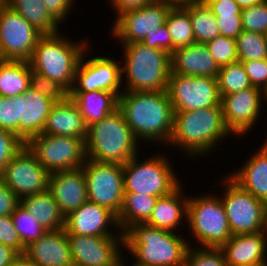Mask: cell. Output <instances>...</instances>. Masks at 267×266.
<instances>
[{
	"label": "cell",
	"mask_w": 267,
	"mask_h": 266,
	"mask_svg": "<svg viewBox=\"0 0 267 266\" xmlns=\"http://www.w3.org/2000/svg\"><path fill=\"white\" fill-rule=\"evenodd\" d=\"M118 109L140 146L143 142L158 147L163 144L164 148L168 145L173 132L174 110L167 90L123 91L118 96Z\"/></svg>",
	"instance_id": "cell-1"
},
{
	"label": "cell",
	"mask_w": 267,
	"mask_h": 266,
	"mask_svg": "<svg viewBox=\"0 0 267 266\" xmlns=\"http://www.w3.org/2000/svg\"><path fill=\"white\" fill-rule=\"evenodd\" d=\"M233 135L227 129L221 106L174 112L173 132L167 146L178 148L185 158L197 160L219 150V143ZM188 155V156H187ZM199 157V158H198Z\"/></svg>",
	"instance_id": "cell-2"
},
{
	"label": "cell",
	"mask_w": 267,
	"mask_h": 266,
	"mask_svg": "<svg viewBox=\"0 0 267 266\" xmlns=\"http://www.w3.org/2000/svg\"><path fill=\"white\" fill-rule=\"evenodd\" d=\"M181 233L133 224L124 232V249L132 266H184L189 239Z\"/></svg>",
	"instance_id": "cell-3"
},
{
	"label": "cell",
	"mask_w": 267,
	"mask_h": 266,
	"mask_svg": "<svg viewBox=\"0 0 267 266\" xmlns=\"http://www.w3.org/2000/svg\"><path fill=\"white\" fill-rule=\"evenodd\" d=\"M62 34L60 31L53 35H43L34 47L29 64L32 70L57 82L69 92L80 59L91 40L83 38L74 41Z\"/></svg>",
	"instance_id": "cell-4"
},
{
	"label": "cell",
	"mask_w": 267,
	"mask_h": 266,
	"mask_svg": "<svg viewBox=\"0 0 267 266\" xmlns=\"http://www.w3.org/2000/svg\"><path fill=\"white\" fill-rule=\"evenodd\" d=\"M140 142L126 123L123 113H113L88 126L85 142L86 158L99 163L126 164L140 155ZM139 153V154H138Z\"/></svg>",
	"instance_id": "cell-5"
},
{
	"label": "cell",
	"mask_w": 267,
	"mask_h": 266,
	"mask_svg": "<svg viewBox=\"0 0 267 266\" xmlns=\"http://www.w3.org/2000/svg\"><path fill=\"white\" fill-rule=\"evenodd\" d=\"M120 47L124 52L121 58L123 91L167 90L171 74L169 53L141 42L121 44Z\"/></svg>",
	"instance_id": "cell-6"
},
{
	"label": "cell",
	"mask_w": 267,
	"mask_h": 266,
	"mask_svg": "<svg viewBox=\"0 0 267 266\" xmlns=\"http://www.w3.org/2000/svg\"><path fill=\"white\" fill-rule=\"evenodd\" d=\"M167 152L134 156L123 165L124 192L163 197L176 190L183 182ZM139 156V157H138ZM149 157V158H148ZM141 158V160L139 159ZM171 160V162H170Z\"/></svg>",
	"instance_id": "cell-7"
},
{
	"label": "cell",
	"mask_w": 267,
	"mask_h": 266,
	"mask_svg": "<svg viewBox=\"0 0 267 266\" xmlns=\"http://www.w3.org/2000/svg\"><path fill=\"white\" fill-rule=\"evenodd\" d=\"M200 195L188 198L186 225L190 238L200 248H221L232 237L221 198L209 191Z\"/></svg>",
	"instance_id": "cell-8"
},
{
	"label": "cell",
	"mask_w": 267,
	"mask_h": 266,
	"mask_svg": "<svg viewBox=\"0 0 267 266\" xmlns=\"http://www.w3.org/2000/svg\"><path fill=\"white\" fill-rule=\"evenodd\" d=\"M218 182L223 188L220 198L232 235L254 234L267 229V204L264 201L243 190L228 175H222Z\"/></svg>",
	"instance_id": "cell-9"
},
{
	"label": "cell",
	"mask_w": 267,
	"mask_h": 266,
	"mask_svg": "<svg viewBox=\"0 0 267 266\" xmlns=\"http://www.w3.org/2000/svg\"><path fill=\"white\" fill-rule=\"evenodd\" d=\"M26 145L50 174L80 168L86 160L85 142L79 138L41 133Z\"/></svg>",
	"instance_id": "cell-10"
},
{
	"label": "cell",
	"mask_w": 267,
	"mask_h": 266,
	"mask_svg": "<svg viewBox=\"0 0 267 266\" xmlns=\"http://www.w3.org/2000/svg\"><path fill=\"white\" fill-rule=\"evenodd\" d=\"M82 169L88 200L111 210L118 216L123 206L125 193L123 165L99 163L86 158Z\"/></svg>",
	"instance_id": "cell-11"
},
{
	"label": "cell",
	"mask_w": 267,
	"mask_h": 266,
	"mask_svg": "<svg viewBox=\"0 0 267 266\" xmlns=\"http://www.w3.org/2000/svg\"><path fill=\"white\" fill-rule=\"evenodd\" d=\"M90 48L91 45L80 59L69 92L107 91L118 97L123 92L121 61L107 55L93 57L88 54Z\"/></svg>",
	"instance_id": "cell-12"
},
{
	"label": "cell",
	"mask_w": 267,
	"mask_h": 266,
	"mask_svg": "<svg viewBox=\"0 0 267 266\" xmlns=\"http://www.w3.org/2000/svg\"><path fill=\"white\" fill-rule=\"evenodd\" d=\"M167 93L174 112L221 106L217 78L170 74Z\"/></svg>",
	"instance_id": "cell-13"
},
{
	"label": "cell",
	"mask_w": 267,
	"mask_h": 266,
	"mask_svg": "<svg viewBox=\"0 0 267 266\" xmlns=\"http://www.w3.org/2000/svg\"><path fill=\"white\" fill-rule=\"evenodd\" d=\"M42 36L7 4L0 9V59L29 61Z\"/></svg>",
	"instance_id": "cell-14"
},
{
	"label": "cell",
	"mask_w": 267,
	"mask_h": 266,
	"mask_svg": "<svg viewBox=\"0 0 267 266\" xmlns=\"http://www.w3.org/2000/svg\"><path fill=\"white\" fill-rule=\"evenodd\" d=\"M49 176L50 173L25 145L4 168L0 180L22 199L47 191Z\"/></svg>",
	"instance_id": "cell-15"
},
{
	"label": "cell",
	"mask_w": 267,
	"mask_h": 266,
	"mask_svg": "<svg viewBox=\"0 0 267 266\" xmlns=\"http://www.w3.org/2000/svg\"><path fill=\"white\" fill-rule=\"evenodd\" d=\"M173 6L154 0L139 9L126 11L113 19L110 33L121 44L142 42L152 30L166 23Z\"/></svg>",
	"instance_id": "cell-16"
},
{
	"label": "cell",
	"mask_w": 267,
	"mask_h": 266,
	"mask_svg": "<svg viewBox=\"0 0 267 266\" xmlns=\"http://www.w3.org/2000/svg\"><path fill=\"white\" fill-rule=\"evenodd\" d=\"M223 119L227 129L236 138L254 130L263 110L262 89L250 87L221 97ZM259 119V120H258ZM253 128V129H252Z\"/></svg>",
	"instance_id": "cell-17"
},
{
	"label": "cell",
	"mask_w": 267,
	"mask_h": 266,
	"mask_svg": "<svg viewBox=\"0 0 267 266\" xmlns=\"http://www.w3.org/2000/svg\"><path fill=\"white\" fill-rule=\"evenodd\" d=\"M67 237L74 266H111L127 254L124 252V237L83 235H67Z\"/></svg>",
	"instance_id": "cell-18"
},
{
	"label": "cell",
	"mask_w": 267,
	"mask_h": 266,
	"mask_svg": "<svg viewBox=\"0 0 267 266\" xmlns=\"http://www.w3.org/2000/svg\"><path fill=\"white\" fill-rule=\"evenodd\" d=\"M64 229L67 235L124 237L117 216L89 200L65 217Z\"/></svg>",
	"instance_id": "cell-19"
},
{
	"label": "cell",
	"mask_w": 267,
	"mask_h": 266,
	"mask_svg": "<svg viewBox=\"0 0 267 266\" xmlns=\"http://www.w3.org/2000/svg\"><path fill=\"white\" fill-rule=\"evenodd\" d=\"M18 100V137L26 144L42 133L55 101L29 87Z\"/></svg>",
	"instance_id": "cell-20"
},
{
	"label": "cell",
	"mask_w": 267,
	"mask_h": 266,
	"mask_svg": "<svg viewBox=\"0 0 267 266\" xmlns=\"http://www.w3.org/2000/svg\"><path fill=\"white\" fill-rule=\"evenodd\" d=\"M48 190L52 193L65 217L88 201L82 167L51 173Z\"/></svg>",
	"instance_id": "cell-21"
},
{
	"label": "cell",
	"mask_w": 267,
	"mask_h": 266,
	"mask_svg": "<svg viewBox=\"0 0 267 266\" xmlns=\"http://www.w3.org/2000/svg\"><path fill=\"white\" fill-rule=\"evenodd\" d=\"M24 255L37 266H74L64 228L47 231L25 248Z\"/></svg>",
	"instance_id": "cell-22"
},
{
	"label": "cell",
	"mask_w": 267,
	"mask_h": 266,
	"mask_svg": "<svg viewBox=\"0 0 267 266\" xmlns=\"http://www.w3.org/2000/svg\"><path fill=\"white\" fill-rule=\"evenodd\" d=\"M220 249L228 266H263L267 258V229L254 234L232 235Z\"/></svg>",
	"instance_id": "cell-23"
},
{
	"label": "cell",
	"mask_w": 267,
	"mask_h": 266,
	"mask_svg": "<svg viewBox=\"0 0 267 266\" xmlns=\"http://www.w3.org/2000/svg\"><path fill=\"white\" fill-rule=\"evenodd\" d=\"M171 74L217 78L219 66L204 43H194L170 54Z\"/></svg>",
	"instance_id": "cell-24"
},
{
	"label": "cell",
	"mask_w": 267,
	"mask_h": 266,
	"mask_svg": "<svg viewBox=\"0 0 267 266\" xmlns=\"http://www.w3.org/2000/svg\"><path fill=\"white\" fill-rule=\"evenodd\" d=\"M249 159L227 175L243 190L267 204V138Z\"/></svg>",
	"instance_id": "cell-25"
},
{
	"label": "cell",
	"mask_w": 267,
	"mask_h": 266,
	"mask_svg": "<svg viewBox=\"0 0 267 266\" xmlns=\"http://www.w3.org/2000/svg\"><path fill=\"white\" fill-rule=\"evenodd\" d=\"M182 185L169 195L157 199L152 214L145 223L146 225L181 233L180 228L187 223L189 198V195L184 193L185 190L183 189L185 188ZM183 220L186 223H182Z\"/></svg>",
	"instance_id": "cell-26"
},
{
	"label": "cell",
	"mask_w": 267,
	"mask_h": 266,
	"mask_svg": "<svg viewBox=\"0 0 267 266\" xmlns=\"http://www.w3.org/2000/svg\"><path fill=\"white\" fill-rule=\"evenodd\" d=\"M87 132L84 117L72 99L67 97L52 107L42 134L75 137L86 142Z\"/></svg>",
	"instance_id": "cell-27"
},
{
	"label": "cell",
	"mask_w": 267,
	"mask_h": 266,
	"mask_svg": "<svg viewBox=\"0 0 267 266\" xmlns=\"http://www.w3.org/2000/svg\"><path fill=\"white\" fill-rule=\"evenodd\" d=\"M87 126L100 121L118 109V97L107 91L68 92Z\"/></svg>",
	"instance_id": "cell-28"
},
{
	"label": "cell",
	"mask_w": 267,
	"mask_h": 266,
	"mask_svg": "<svg viewBox=\"0 0 267 266\" xmlns=\"http://www.w3.org/2000/svg\"><path fill=\"white\" fill-rule=\"evenodd\" d=\"M20 204L47 231L65 228V216L49 190L26 196L20 199Z\"/></svg>",
	"instance_id": "cell-29"
},
{
	"label": "cell",
	"mask_w": 267,
	"mask_h": 266,
	"mask_svg": "<svg viewBox=\"0 0 267 266\" xmlns=\"http://www.w3.org/2000/svg\"><path fill=\"white\" fill-rule=\"evenodd\" d=\"M29 61L0 59V96L15 97L30 87Z\"/></svg>",
	"instance_id": "cell-30"
},
{
	"label": "cell",
	"mask_w": 267,
	"mask_h": 266,
	"mask_svg": "<svg viewBox=\"0 0 267 266\" xmlns=\"http://www.w3.org/2000/svg\"><path fill=\"white\" fill-rule=\"evenodd\" d=\"M6 4L43 35L56 34L61 28L47 11L42 0H6Z\"/></svg>",
	"instance_id": "cell-31"
},
{
	"label": "cell",
	"mask_w": 267,
	"mask_h": 266,
	"mask_svg": "<svg viewBox=\"0 0 267 266\" xmlns=\"http://www.w3.org/2000/svg\"><path fill=\"white\" fill-rule=\"evenodd\" d=\"M158 197L137 193H124L121 212L117 216L124 233L133 224H145L150 218Z\"/></svg>",
	"instance_id": "cell-32"
},
{
	"label": "cell",
	"mask_w": 267,
	"mask_h": 266,
	"mask_svg": "<svg viewBox=\"0 0 267 266\" xmlns=\"http://www.w3.org/2000/svg\"><path fill=\"white\" fill-rule=\"evenodd\" d=\"M188 12L196 43H204L220 36L216 16L204 0L183 6Z\"/></svg>",
	"instance_id": "cell-33"
},
{
	"label": "cell",
	"mask_w": 267,
	"mask_h": 266,
	"mask_svg": "<svg viewBox=\"0 0 267 266\" xmlns=\"http://www.w3.org/2000/svg\"><path fill=\"white\" fill-rule=\"evenodd\" d=\"M171 36V53L181 47L195 43L189 12L183 7H172L166 18Z\"/></svg>",
	"instance_id": "cell-34"
},
{
	"label": "cell",
	"mask_w": 267,
	"mask_h": 266,
	"mask_svg": "<svg viewBox=\"0 0 267 266\" xmlns=\"http://www.w3.org/2000/svg\"><path fill=\"white\" fill-rule=\"evenodd\" d=\"M217 82L221 97L253 87L240 61L221 67Z\"/></svg>",
	"instance_id": "cell-35"
},
{
	"label": "cell",
	"mask_w": 267,
	"mask_h": 266,
	"mask_svg": "<svg viewBox=\"0 0 267 266\" xmlns=\"http://www.w3.org/2000/svg\"><path fill=\"white\" fill-rule=\"evenodd\" d=\"M239 61L267 58V35L243 30L236 38Z\"/></svg>",
	"instance_id": "cell-36"
},
{
	"label": "cell",
	"mask_w": 267,
	"mask_h": 266,
	"mask_svg": "<svg viewBox=\"0 0 267 266\" xmlns=\"http://www.w3.org/2000/svg\"><path fill=\"white\" fill-rule=\"evenodd\" d=\"M14 226L21 239L22 244L27 247L33 241L42 237L47 230L28 213L25 208L19 204L15 211L11 214Z\"/></svg>",
	"instance_id": "cell-37"
},
{
	"label": "cell",
	"mask_w": 267,
	"mask_h": 266,
	"mask_svg": "<svg viewBox=\"0 0 267 266\" xmlns=\"http://www.w3.org/2000/svg\"><path fill=\"white\" fill-rule=\"evenodd\" d=\"M184 266H228L220 248L189 246Z\"/></svg>",
	"instance_id": "cell-38"
},
{
	"label": "cell",
	"mask_w": 267,
	"mask_h": 266,
	"mask_svg": "<svg viewBox=\"0 0 267 266\" xmlns=\"http://www.w3.org/2000/svg\"><path fill=\"white\" fill-rule=\"evenodd\" d=\"M206 45L219 68L239 61L235 39L220 35Z\"/></svg>",
	"instance_id": "cell-39"
},
{
	"label": "cell",
	"mask_w": 267,
	"mask_h": 266,
	"mask_svg": "<svg viewBox=\"0 0 267 266\" xmlns=\"http://www.w3.org/2000/svg\"><path fill=\"white\" fill-rule=\"evenodd\" d=\"M242 28L267 35V2L244 7L241 10Z\"/></svg>",
	"instance_id": "cell-40"
},
{
	"label": "cell",
	"mask_w": 267,
	"mask_h": 266,
	"mask_svg": "<svg viewBox=\"0 0 267 266\" xmlns=\"http://www.w3.org/2000/svg\"><path fill=\"white\" fill-rule=\"evenodd\" d=\"M30 87L56 103L64 101L68 97V92L61 85L32 69Z\"/></svg>",
	"instance_id": "cell-41"
},
{
	"label": "cell",
	"mask_w": 267,
	"mask_h": 266,
	"mask_svg": "<svg viewBox=\"0 0 267 266\" xmlns=\"http://www.w3.org/2000/svg\"><path fill=\"white\" fill-rule=\"evenodd\" d=\"M25 145L15 133L0 129V174Z\"/></svg>",
	"instance_id": "cell-42"
},
{
	"label": "cell",
	"mask_w": 267,
	"mask_h": 266,
	"mask_svg": "<svg viewBox=\"0 0 267 266\" xmlns=\"http://www.w3.org/2000/svg\"><path fill=\"white\" fill-rule=\"evenodd\" d=\"M0 129L15 133L18 136L17 96H0Z\"/></svg>",
	"instance_id": "cell-43"
},
{
	"label": "cell",
	"mask_w": 267,
	"mask_h": 266,
	"mask_svg": "<svg viewBox=\"0 0 267 266\" xmlns=\"http://www.w3.org/2000/svg\"><path fill=\"white\" fill-rule=\"evenodd\" d=\"M0 243L16 250L19 254L25 252L26 247L21 242L11 215L0 216Z\"/></svg>",
	"instance_id": "cell-44"
},
{
	"label": "cell",
	"mask_w": 267,
	"mask_h": 266,
	"mask_svg": "<svg viewBox=\"0 0 267 266\" xmlns=\"http://www.w3.org/2000/svg\"><path fill=\"white\" fill-rule=\"evenodd\" d=\"M240 62H242L252 86L263 90L267 85V58Z\"/></svg>",
	"instance_id": "cell-45"
},
{
	"label": "cell",
	"mask_w": 267,
	"mask_h": 266,
	"mask_svg": "<svg viewBox=\"0 0 267 266\" xmlns=\"http://www.w3.org/2000/svg\"><path fill=\"white\" fill-rule=\"evenodd\" d=\"M141 43L148 47L162 49L171 54V36L166 23L149 32Z\"/></svg>",
	"instance_id": "cell-46"
},
{
	"label": "cell",
	"mask_w": 267,
	"mask_h": 266,
	"mask_svg": "<svg viewBox=\"0 0 267 266\" xmlns=\"http://www.w3.org/2000/svg\"><path fill=\"white\" fill-rule=\"evenodd\" d=\"M220 30V35L232 39L243 31L241 15H215Z\"/></svg>",
	"instance_id": "cell-47"
},
{
	"label": "cell",
	"mask_w": 267,
	"mask_h": 266,
	"mask_svg": "<svg viewBox=\"0 0 267 266\" xmlns=\"http://www.w3.org/2000/svg\"><path fill=\"white\" fill-rule=\"evenodd\" d=\"M50 15L61 25L71 13L75 0H42ZM66 19V20H65Z\"/></svg>",
	"instance_id": "cell-48"
},
{
	"label": "cell",
	"mask_w": 267,
	"mask_h": 266,
	"mask_svg": "<svg viewBox=\"0 0 267 266\" xmlns=\"http://www.w3.org/2000/svg\"><path fill=\"white\" fill-rule=\"evenodd\" d=\"M19 204L17 195L0 180V216H10Z\"/></svg>",
	"instance_id": "cell-49"
},
{
	"label": "cell",
	"mask_w": 267,
	"mask_h": 266,
	"mask_svg": "<svg viewBox=\"0 0 267 266\" xmlns=\"http://www.w3.org/2000/svg\"><path fill=\"white\" fill-rule=\"evenodd\" d=\"M214 15H241V6L235 0H204Z\"/></svg>",
	"instance_id": "cell-50"
},
{
	"label": "cell",
	"mask_w": 267,
	"mask_h": 266,
	"mask_svg": "<svg viewBox=\"0 0 267 266\" xmlns=\"http://www.w3.org/2000/svg\"><path fill=\"white\" fill-rule=\"evenodd\" d=\"M154 0H109L111 4L110 9H113L115 13V19L123 14L126 11L139 9L149 3H152Z\"/></svg>",
	"instance_id": "cell-51"
},
{
	"label": "cell",
	"mask_w": 267,
	"mask_h": 266,
	"mask_svg": "<svg viewBox=\"0 0 267 266\" xmlns=\"http://www.w3.org/2000/svg\"><path fill=\"white\" fill-rule=\"evenodd\" d=\"M18 255L16 250L0 243V266H10Z\"/></svg>",
	"instance_id": "cell-52"
},
{
	"label": "cell",
	"mask_w": 267,
	"mask_h": 266,
	"mask_svg": "<svg viewBox=\"0 0 267 266\" xmlns=\"http://www.w3.org/2000/svg\"><path fill=\"white\" fill-rule=\"evenodd\" d=\"M10 266H37L30 261L24 254H19L18 257L11 263Z\"/></svg>",
	"instance_id": "cell-53"
},
{
	"label": "cell",
	"mask_w": 267,
	"mask_h": 266,
	"mask_svg": "<svg viewBox=\"0 0 267 266\" xmlns=\"http://www.w3.org/2000/svg\"><path fill=\"white\" fill-rule=\"evenodd\" d=\"M160 1H164L165 3L173 7H180V6L190 5L198 0H160Z\"/></svg>",
	"instance_id": "cell-54"
},
{
	"label": "cell",
	"mask_w": 267,
	"mask_h": 266,
	"mask_svg": "<svg viewBox=\"0 0 267 266\" xmlns=\"http://www.w3.org/2000/svg\"><path fill=\"white\" fill-rule=\"evenodd\" d=\"M235 1L241 6V8H244V7L263 3L266 0H235Z\"/></svg>",
	"instance_id": "cell-55"
},
{
	"label": "cell",
	"mask_w": 267,
	"mask_h": 266,
	"mask_svg": "<svg viewBox=\"0 0 267 266\" xmlns=\"http://www.w3.org/2000/svg\"><path fill=\"white\" fill-rule=\"evenodd\" d=\"M126 257L127 256L124 254V256H122L115 264L111 266H125L128 261L130 262V260H126Z\"/></svg>",
	"instance_id": "cell-56"
},
{
	"label": "cell",
	"mask_w": 267,
	"mask_h": 266,
	"mask_svg": "<svg viewBox=\"0 0 267 266\" xmlns=\"http://www.w3.org/2000/svg\"><path fill=\"white\" fill-rule=\"evenodd\" d=\"M262 96H263V107L267 102V85L265 86V88L262 90ZM266 100V102L264 101ZM265 102V103H264Z\"/></svg>",
	"instance_id": "cell-57"
},
{
	"label": "cell",
	"mask_w": 267,
	"mask_h": 266,
	"mask_svg": "<svg viewBox=\"0 0 267 266\" xmlns=\"http://www.w3.org/2000/svg\"><path fill=\"white\" fill-rule=\"evenodd\" d=\"M6 4V0H0V9Z\"/></svg>",
	"instance_id": "cell-58"
},
{
	"label": "cell",
	"mask_w": 267,
	"mask_h": 266,
	"mask_svg": "<svg viewBox=\"0 0 267 266\" xmlns=\"http://www.w3.org/2000/svg\"><path fill=\"white\" fill-rule=\"evenodd\" d=\"M263 266H267V258H266V260H265Z\"/></svg>",
	"instance_id": "cell-59"
}]
</instances>
